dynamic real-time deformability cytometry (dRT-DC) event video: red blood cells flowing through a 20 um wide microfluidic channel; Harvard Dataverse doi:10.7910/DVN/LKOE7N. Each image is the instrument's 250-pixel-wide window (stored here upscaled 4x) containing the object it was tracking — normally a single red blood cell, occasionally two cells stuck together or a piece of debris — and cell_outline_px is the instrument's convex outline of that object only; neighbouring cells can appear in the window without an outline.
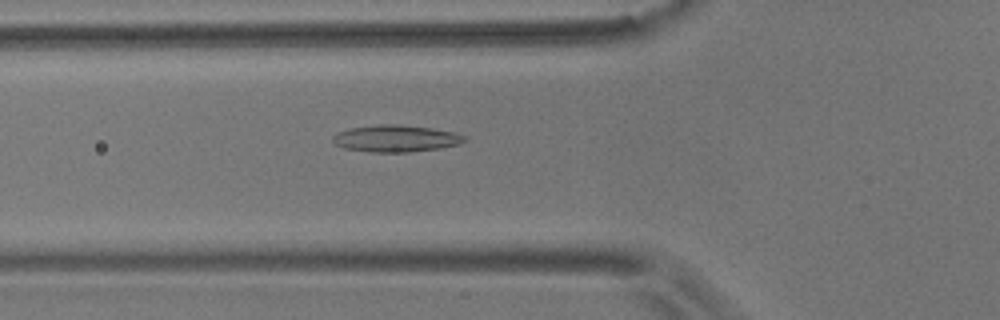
{"species": "common noctule bat (a hibernating species)", "species_latin": "Nyctalus noctula", "temperature_condition": "room temperature", "stored_images_in_passage": 43, "camera_frame_rate_fps": 3000, "um_per_image_px": 0.085, "animal": {"sex": "male", "body_mass_g": 17.9}, "frame": {"image": 1, "passage_image": 10, "time_ms": 3.0, "image_size_px": [1000, 320], "cell_outline_px": [[468, 140], [460, 144], [440, 148], [408, 152], [368, 152], [344, 148], [336, 144], [332, 140], [332, 136], [336, 132], [352, 128], [380, 124], [400, 124], [432, 128], [452, 132], [468, 136]], "centroid_in_image_um": [33.67, 11.77], "position_along_channel_um": 92.1, "area_um2": 20.75}}
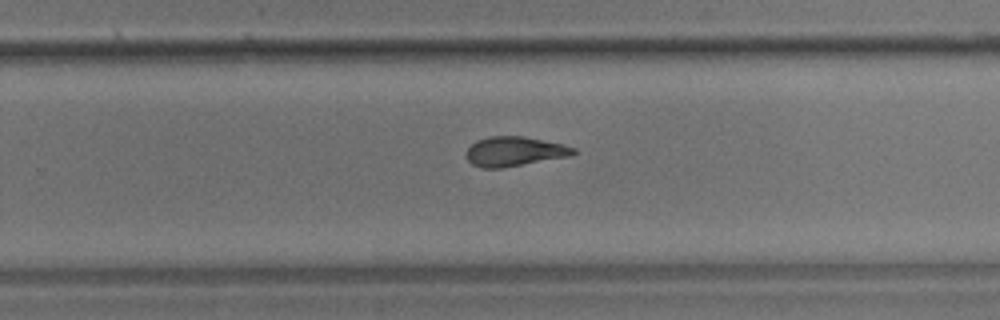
{"frame": {"image": 2, "passage_image": 26, "time_ms": 8.333, "image_size_px": [1000, 320], "cell_outline_px": [[576, 152], [568, 156], [500, 168], [480, 168], [472, 164], [468, 160], [468, 148], [476, 140], [488, 136], [524, 136], [564, 144], [576, 148]], "centroid_in_image_um": [43.72, 12.86], "position_along_channel_um": 286.1, "area_um2": 18.26}}
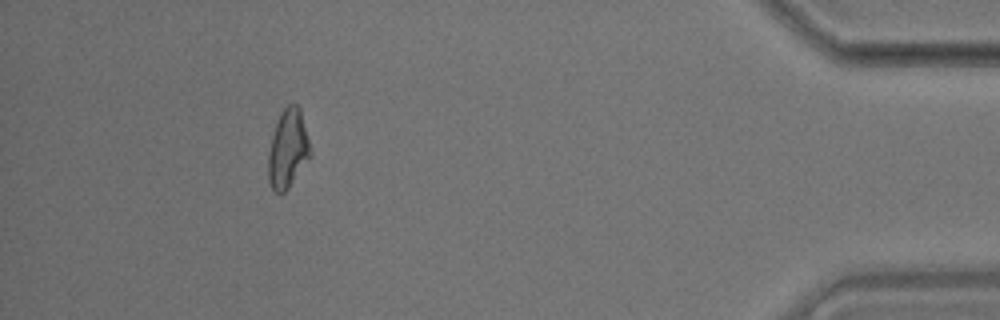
{"frame": {"image": 3, "passage_image": 41, "time_ms": 13.333, "image_size_px": [1000, 320], "cell_outline_px": [[312, 152], [288, 188], [284, 192], [276, 192], [272, 188], [268, 180], [268, 152], [272, 136], [280, 112], [288, 104], [296, 104], [300, 108]], "centroid_in_image_um": [24.46, 12.62], "position_along_channel_um": 410.7, "area_um2": 18.96}}